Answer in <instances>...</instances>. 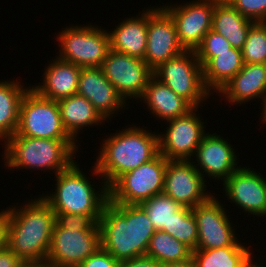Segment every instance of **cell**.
<instances>
[{"mask_svg": "<svg viewBox=\"0 0 266 267\" xmlns=\"http://www.w3.org/2000/svg\"><path fill=\"white\" fill-rule=\"evenodd\" d=\"M101 248L116 260L143 257L156 232L140 205L117 204L108 200L98 221Z\"/></svg>", "mask_w": 266, "mask_h": 267, "instance_id": "cell-1", "label": "cell"}, {"mask_svg": "<svg viewBox=\"0 0 266 267\" xmlns=\"http://www.w3.org/2000/svg\"><path fill=\"white\" fill-rule=\"evenodd\" d=\"M22 206L8 209L7 248L21 260L46 261L55 212L42 197Z\"/></svg>", "mask_w": 266, "mask_h": 267, "instance_id": "cell-2", "label": "cell"}, {"mask_svg": "<svg viewBox=\"0 0 266 267\" xmlns=\"http://www.w3.org/2000/svg\"><path fill=\"white\" fill-rule=\"evenodd\" d=\"M113 133L102 143L93 166L109 188L120 176L134 170L159 154L158 134L136 126ZM104 179V180H103Z\"/></svg>", "mask_w": 266, "mask_h": 267, "instance_id": "cell-3", "label": "cell"}, {"mask_svg": "<svg viewBox=\"0 0 266 267\" xmlns=\"http://www.w3.org/2000/svg\"><path fill=\"white\" fill-rule=\"evenodd\" d=\"M4 158L8 169H40L55 171L69 168L78 150L76 140L41 139L17 133L5 141ZM74 154V155H73ZM74 156V157H73Z\"/></svg>", "mask_w": 266, "mask_h": 267, "instance_id": "cell-4", "label": "cell"}, {"mask_svg": "<svg viewBox=\"0 0 266 267\" xmlns=\"http://www.w3.org/2000/svg\"><path fill=\"white\" fill-rule=\"evenodd\" d=\"M76 163L56 174L55 191L41 197L55 213L91 215L98 222L109 200L108 187L103 181L100 191L96 192Z\"/></svg>", "mask_w": 266, "mask_h": 267, "instance_id": "cell-5", "label": "cell"}, {"mask_svg": "<svg viewBox=\"0 0 266 267\" xmlns=\"http://www.w3.org/2000/svg\"><path fill=\"white\" fill-rule=\"evenodd\" d=\"M90 26L67 27L57 36L58 59L81 68L101 67L110 50L109 31Z\"/></svg>", "mask_w": 266, "mask_h": 267, "instance_id": "cell-6", "label": "cell"}, {"mask_svg": "<svg viewBox=\"0 0 266 267\" xmlns=\"http://www.w3.org/2000/svg\"><path fill=\"white\" fill-rule=\"evenodd\" d=\"M153 75L195 108L199 109L211 95L205 87L202 66L195 51L185 50L165 61Z\"/></svg>", "mask_w": 266, "mask_h": 267, "instance_id": "cell-7", "label": "cell"}, {"mask_svg": "<svg viewBox=\"0 0 266 267\" xmlns=\"http://www.w3.org/2000/svg\"><path fill=\"white\" fill-rule=\"evenodd\" d=\"M168 160L158 154L149 162L120 176L109 188V201L139 205L161 194Z\"/></svg>", "mask_w": 266, "mask_h": 267, "instance_id": "cell-8", "label": "cell"}, {"mask_svg": "<svg viewBox=\"0 0 266 267\" xmlns=\"http://www.w3.org/2000/svg\"><path fill=\"white\" fill-rule=\"evenodd\" d=\"M16 133L41 139L74 140L62 124L57 101L40 96L33 88L22 98Z\"/></svg>", "mask_w": 266, "mask_h": 267, "instance_id": "cell-9", "label": "cell"}, {"mask_svg": "<svg viewBox=\"0 0 266 267\" xmlns=\"http://www.w3.org/2000/svg\"><path fill=\"white\" fill-rule=\"evenodd\" d=\"M101 247L100 230L53 229L47 255L49 267H77Z\"/></svg>", "mask_w": 266, "mask_h": 267, "instance_id": "cell-10", "label": "cell"}, {"mask_svg": "<svg viewBox=\"0 0 266 267\" xmlns=\"http://www.w3.org/2000/svg\"><path fill=\"white\" fill-rule=\"evenodd\" d=\"M101 68L125 101L139 99L153 76V70L144 60L111 49Z\"/></svg>", "mask_w": 266, "mask_h": 267, "instance_id": "cell-11", "label": "cell"}, {"mask_svg": "<svg viewBox=\"0 0 266 267\" xmlns=\"http://www.w3.org/2000/svg\"><path fill=\"white\" fill-rule=\"evenodd\" d=\"M193 108L186 115L164 121L168 123L165 134H158L159 153L167 160H191L206 134L204 122Z\"/></svg>", "mask_w": 266, "mask_h": 267, "instance_id": "cell-12", "label": "cell"}, {"mask_svg": "<svg viewBox=\"0 0 266 267\" xmlns=\"http://www.w3.org/2000/svg\"><path fill=\"white\" fill-rule=\"evenodd\" d=\"M195 163L191 160H168L162 192L182 207L191 209L213 196L206 191L207 181L197 170Z\"/></svg>", "mask_w": 266, "mask_h": 267, "instance_id": "cell-13", "label": "cell"}, {"mask_svg": "<svg viewBox=\"0 0 266 267\" xmlns=\"http://www.w3.org/2000/svg\"><path fill=\"white\" fill-rule=\"evenodd\" d=\"M182 4L162 7L175 22L181 46L185 50L195 51L205 34L212 29L215 0H196Z\"/></svg>", "mask_w": 266, "mask_h": 267, "instance_id": "cell-14", "label": "cell"}, {"mask_svg": "<svg viewBox=\"0 0 266 267\" xmlns=\"http://www.w3.org/2000/svg\"><path fill=\"white\" fill-rule=\"evenodd\" d=\"M214 195L205 203L195 206L192 211L198 228L196 249H218L227 246H243L238 243L233 225Z\"/></svg>", "mask_w": 266, "mask_h": 267, "instance_id": "cell-15", "label": "cell"}, {"mask_svg": "<svg viewBox=\"0 0 266 267\" xmlns=\"http://www.w3.org/2000/svg\"><path fill=\"white\" fill-rule=\"evenodd\" d=\"M185 49L177 37L176 25L161 6L148 9L147 49L144 61L154 71L165 61L181 54Z\"/></svg>", "mask_w": 266, "mask_h": 267, "instance_id": "cell-16", "label": "cell"}, {"mask_svg": "<svg viewBox=\"0 0 266 267\" xmlns=\"http://www.w3.org/2000/svg\"><path fill=\"white\" fill-rule=\"evenodd\" d=\"M223 186L231 203L248 215L266 217V178L259 172L240 166L223 182Z\"/></svg>", "mask_w": 266, "mask_h": 267, "instance_id": "cell-17", "label": "cell"}, {"mask_svg": "<svg viewBox=\"0 0 266 267\" xmlns=\"http://www.w3.org/2000/svg\"><path fill=\"white\" fill-rule=\"evenodd\" d=\"M194 155L198 163L195 167L203 177L207 175L215 180L221 179L222 182L240 167L237 166V155L233 146L216 133L209 134L207 132Z\"/></svg>", "mask_w": 266, "mask_h": 267, "instance_id": "cell-18", "label": "cell"}, {"mask_svg": "<svg viewBox=\"0 0 266 267\" xmlns=\"http://www.w3.org/2000/svg\"><path fill=\"white\" fill-rule=\"evenodd\" d=\"M77 94L84 96L106 121L126 104L101 67L81 68Z\"/></svg>", "mask_w": 266, "mask_h": 267, "instance_id": "cell-19", "label": "cell"}, {"mask_svg": "<svg viewBox=\"0 0 266 267\" xmlns=\"http://www.w3.org/2000/svg\"><path fill=\"white\" fill-rule=\"evenodd\" d=\"M196 55L202 66L205 87L210 93L219 92L244 65L241 50L237 48L228 49L223 53Z\"/></svg>", "mask_w": 266, "mask_h": 267, "instance_id": "cell-20", "label": "cell"}, {"mask_svg": "<svg viewBox=\"0 0 266 267\" xmlns=\"http://www.w3.org/2000/svg\"><path fill=\"white\" fill-rule=\"evenodd\" d=\"M52 61L42 75L43 83L32 88L40 96L54 101L77 94L81 67L58 59L57 56Z\"/></svg>", "mask_w": 266, "mask_h": 267, "instance_id": "cell-21", "label": "cell"}, {"mask_svg": "<svg viewBox=\"0 0 266 267\" xmlns=\"http://www.w3.org/2000/svg\"><path fill=\"white\" fill-rule=\"evenodd\" d=\"M218 93L232 105L262 99L266 93V64H244Z\"/></svg>", "mask_w": 266, "mask_h": 267, "instance_id": "cell-22", "label": "cell"}, {"mask_svg": "<svg viewBox=\"0 0 266 267\" xmlns=\"http://www.w3.org/2000/svg\"><path fill=\"white\" fill-rule=\"evenodd\" d=\"M109 32L110 49L144 60L147 49L148 9L129 17Z\"/></svg>", "mask_w": 266, "mask_h": 267, "instance_id": "cell-23", "label": "cell"}, {"mask_svg": "<svg viewBox=\"0 0 266 267\" xmlns=\"http://www.w3.org/2000/svg\"><path fill=\"white\" fill-rule=\"evenodd\" d=\"M141 99L147 104L149 112L156 115L155 117L161 118V121L186 115L194 108L187 100L177 95L154 75L150 78L144 93L139 98L140 101H142Z\"/></svg>", "mask_w": 266, "mask_h": 267, "instance_id": "cell-24", "label": "cell"}, {"mask_svg": "<svg viewBox=\"0 0 266 267\" xmlns=\"http://www.w3.org/2000/svg\"><path fill=\"white\" fill-rule=\"evenodd\" d=\"M57 103L62 124L74 140L84 127L96 126L106 121L94 106L79 94L60 99Z\"/></svg>", "mask_w": 266, "mask_h": 267, "instance_id": "cell-25", "label": "cell"}, {"mask_svg": "<svg viewBox=\"0 0 266 267\" xmlns=\"http://www.w3.org/2000/svg\"><path fill=\"white\" fill-rule=\"evenodd\" d=\"M254 23L245 18L230 3L215 0L212 30L225 37L233 48L242 49L250 27Z\"/></svg>", "mask_w": 266, "mask_h": 267, "instance_id": "cell-26", "label": "cell"}, {"mask_svg": "<svg viewBox=\"0 0 266 267\" xmlns=\"http://www.w3.org/2000/svg\"><path fill=\"white\" fill-rule=\"evenodd\" d=\"M20 82L0 81V140L4 142L16 133L19 125L20 104L24 94L31 88Z\"/></svg>", "mask_w": 266, "mask_h": 267, "instance_id": "cell-27", "label": "cell"}, {"mask_svg": "<svg viewBox=\"0 0 266 267\" xmlns=\"http://www.w3.org/2000/svg\"><path fill=\"white\" fill-rule=\"evenodd\" d=\"M251 256L245 245L192 250L195 267H241Z\"/></svg>", "mask_w": 266, "mask_h": 267, "instance_id": "cell-28", "label": "cell"}, {"mask_svg": "<svg viewBox=\"0 0 266 267\" xmlns=\"http://www.w3.org/2000/svg\"><path fill=\"white\" fill-rule=\"evenodd\" d=\"M146 257L161 264L179 262L192 257V249L162 230H156L150 239Z\"/></svg>", "mask_w": 266, "mask_h": 267, "instance_id": "cell-29", "label": "cell"}, {"mask_svg": "<svg viewBox=\"0 0 266 267\" xmlns=\"http://www.w3.org/2000/svg\"><path fill=\"white\" fill-rule=\"evenodd\" d=\"M147 213L156 230H169L174 213L183 207L169 196L161 193L139 204Z\"/></svg>", "mask_w": 266, "mask_h": 267, "instance_id": "cell-30", "label": "cell"}, {"mask_svg": "<svg viewBox=\"0 0 266 267\" xmlns=\"http://www.w3.org/2000/svg\"><path fill=\"white\" fill-rule=\"evenodd\" d=\"M175 239L185 243L192 250L196 249L198 228L191 208L183 207L169 223V230H162Z\"/></svg>", "mask_w": 266, "mask_h": 267, "instance_id": "cell-31", "label": "cell"}, {"mask_svg": "<svg viewBox=\"0 0 266 267\" xmlns=\"http://www.w3.org/2000/svg\"><path fill=\"white\" fill-rule=\"evenodd\" d=\"M244 64H266V22H255L241 49Z\"/></svg>", "mask_w": 266, "mask_h": 267, "instance_id": "cell-32", "label": "cell"}, {"mask_svg": "<svg viewBox=\"0 0 266 267\" xmlns=\"http://www.w3.org/2000/svg\"><path fill=\"white\" fill-rule=\"evenodd\" d=\"M55 224L63 229L100 230L98 222L91 215L55 213Z\"/></svg>", "mask_w": 266, "mask_h": 267, "instance_id": "cell-33", "label": "cell"}, {"mask_svg": "<svg viewBox=\"0 0 266 267\" xmlns=\"http://www.w3.org/2000/svg\"><path fill=\"white\" fill-rule=\"evenodd\" d=\"M230 4L253 22H266V0H232Z\"/></svg>", "mask_w": 266, "mask_h": 267, "instance_id": "cell-34", "label": "cell"}, {"mask_svg": "<svg viewBox=\"0 0 266 267\" xmlns=\"http://www.w3.org/2000/svg\"><path fill=\"white\" fill-rule=\"evenodd\" d=\"M231 48H233L232 45L225 37L211 29L205 34L201 45L195 50V52L223 53Z\"/></svg>", "mask_w": 266, "mask_h": 267, "instance_id": "cell-35", "label": "cell"}, {"mask_svg": "<svg viewBox=\"0 0 266 267\" xmlns=\"http://www.w3.org/2000/svg\"><path fill=\"white\" fill-rule=\"evenodd\" d=\"M121 262L101 247L77 267H120Z\"/></svg>", "mask_w": 266, "mask_h": 267, "instance_id": "cell-36", "label": "cell"}, {"mask_svg": "<svg viewBox=\"0 0 266 267\" xmlns=\"http://www.w3.org/2000/svg\"><path fill=\"white\" fill-rule=\"evenodd\" d=\"M120 267H162V264L152 258L143 256L121 261Z\"/></svg>", "mask_w": 266, "mask_h": 267, "instance_id": "cell-37", "label": "cell"}, {"mask_svg": "<svg viewBox=\"0 0 266 267\" xmlns=\"http://www.w3.org/2000/svg\"><path fill=\"white\" fill-rule=\"evenodd\" d=\"M21 259L7 247L0 251V267H16Z\"/></svg>", "mask_w": 266, "mask_h": 267, "instance_id": "cell-38", "label": "cell"}, {"mask_svg": "<svg viewBox=\"0 0 266 267\" xmlns=\"http://www.w3.org/2000/svg\"><path fill=\"white\" fill-rule=\"evenodd\" d=\"M8 208L0 212V251L7 247Z\"/></svg>", "mask_w": 266, "mask_h": 267, "instance_id": "cell-39", "label": "cell"}, {"mask_svg": "<svg viewBox=\"0 0 266 267\" xmlns=\"http://www.w3.org/2000/svg\"><path fill=\"white\" fill-rule=\"evenodd\" d=\"M16 267H49L46 261L21 260Z\"/></svg>", "mask_w": 266, "mask_h": 267, "instance_id": "cell-40", "label": "cell"}, {"mask_svg": "<svg viewBox=\"0 0 266 267\" xmlns=\"http://www.w3.org/2000/svg\"><path fill=\"white\" fill-rule=\"evenodd\" d=\"M162 267H195V263L193 261V258L191 257L179 262L162 264Z\"/></svg>", "mask_w": 266, "mask_h": 267, "instance_id": "cell-41", "label": "cell"}, {"mask_svg": "<svg viewBox=\"0 0 266 267\" xmlns=\"http://www.w3.org/2000/svg\"><path fill=\"white\" fill-rule=\"evenodd\" d=\"M261 104L263 105V106H261L263 108L261 109L262 113H261L260 117H262L261 121L266 124V93L262 97V103Z\"/></svg>", "mask_w": 266, "mask_h": 267, "instance_id": "cell-42", "label": "cell"}, {"mask_svg": "<svg viewBox=\"0 0 266 267\" xmlns=\"http://www.w3.org/2000/svg\"><path fill=\"white\" fill-rule=\"evenodd\" d=\"M253 258L254 257L251 256L241 267H263L262 265H258L257 263H255V261L253 262Z\"/></svg>", "mask_w": 266, "mask_h": 267, "instance_id": "cell-43", "label": "cell"}, {"mask_svg": "<svg viewBox=\"0 0 266 267\" xmlns=\"http://www.w3.org/2000/svg\"><path fill=\"white\" fill-rule=\"evenodd\" d=\"M222 2H225V3H230L232 0H220Z\"/></svg>", "mask_w": 266, "mask_h": 267, "instance_id": "cell-44", "label": "cell"}]
</instances>
